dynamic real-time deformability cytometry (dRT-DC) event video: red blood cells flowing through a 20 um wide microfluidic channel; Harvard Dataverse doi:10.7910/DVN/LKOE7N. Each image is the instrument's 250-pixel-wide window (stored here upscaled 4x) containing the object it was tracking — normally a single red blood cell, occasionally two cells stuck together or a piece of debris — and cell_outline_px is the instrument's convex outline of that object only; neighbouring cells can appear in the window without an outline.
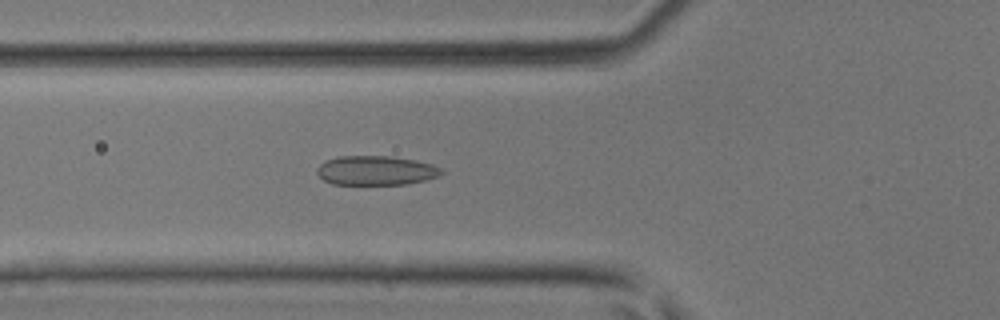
{"species": "common noctule bat (a hibernating species)", "species_latin": "Nyctalus noctula", "temperature_condition": "room temperature", "stored_images_in_passage": 42, "camera_frame_rate_fps": 3000, "um_per_image_px": 0.085, "animal": {"sex": "male", "body_mass_g": 17.9, "forearm_length_mm": 54.2}, "frame": {"image": 1, "passage_image": 16, "time_ms": 5.0, "image_size_px": [1000, 320], "cell_outline_px": [[444, 172], [440, 176], [424, 180], [404, 184], [332, 184], [324, 180], [316, 172], [316, 168], [320, 164], [328, 160], [340, 156], [392, 156], [416, 160], [432, 164], [440, 168]], "centroid_in_image_um": [31.96, 14.49], "position_along_channel_um": 93.8, "area_um2": 21.21}}
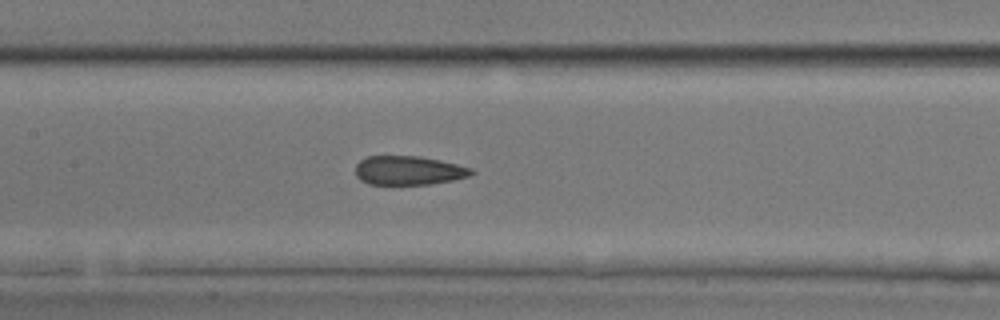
{"frame": {"image": 2, "passage_image": 21, "time_ms": 6.667, "image_size_px": [1000, 320], "cell_outline_px": [[476, 172], [468, 176], [452, 180], [428, 184], [368, 184], [360, 180], [356, 176], [356, 164], [360, 160], [368, 156], [420, 156], [440, 160], [472, 168]], "centroid_in_image_um": [34.71, 14.48], "position_along_channel_um": 172.7, "area_um2": 19.54}}
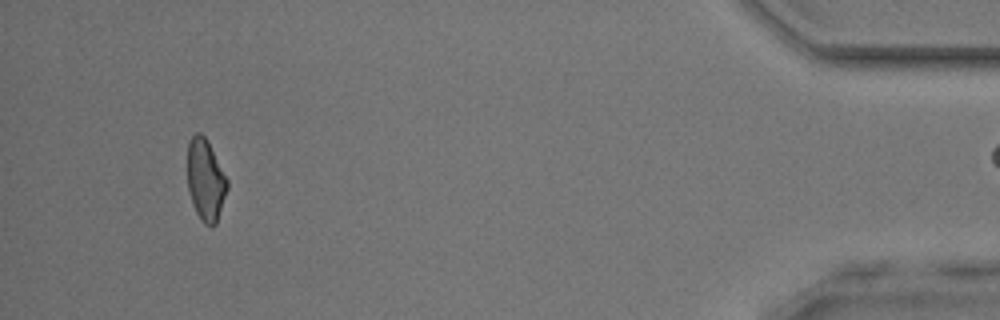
{"frame": {"image": 3, "passage_image": 41, "time_ms": 13.333, "image_size_px": [1000, 320], "cell_outline_px": [[228, 188], [216, 224], [212, 228], [204, 224], [200, 220], [192, 204], [188, 188], [188, 144], [192, 136], [196, 132], [200, 132], [208, 140], [228, 180]], "centroid_in_image_um": [17.48, 15.32], "position_along_channel_um": 417.7, "area_um2": 19.07}}